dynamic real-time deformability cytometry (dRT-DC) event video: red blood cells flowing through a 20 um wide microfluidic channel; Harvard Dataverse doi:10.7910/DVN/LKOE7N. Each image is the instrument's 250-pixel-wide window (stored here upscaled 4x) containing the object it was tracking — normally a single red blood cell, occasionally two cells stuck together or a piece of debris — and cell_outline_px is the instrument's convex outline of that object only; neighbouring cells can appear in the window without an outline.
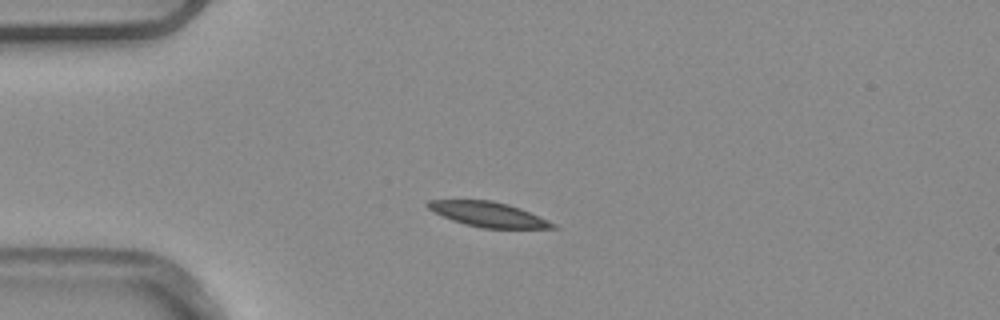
{"species": "common noctule bat (a hibernating species)", "species_latin": "Nyctalus noctula", "temperature_condition": "warm", "stored_images_in_passage": 4, "camera_frame_rate_fps": 3000, "um_per_image_px": 0.085, "animal": {"sex": "male", "body_mass_g": 20.4}, "frame": {"image": 1, "passage_image": 4, "time_ms": 1.0, "image_size_px": [1000, 320], "cell_outline_px": [[560, 228], [480, 228], [464, 224], [452, 220], [428, 208], [424, 204], [428, 200], [492, 200], [508, 204], [520, 208], [540, 216], [556, 224]], "centroid_in_image_um": [41.52, 18.22], "position_along_channel_um": 43.5, "area_um2": 18.09}}